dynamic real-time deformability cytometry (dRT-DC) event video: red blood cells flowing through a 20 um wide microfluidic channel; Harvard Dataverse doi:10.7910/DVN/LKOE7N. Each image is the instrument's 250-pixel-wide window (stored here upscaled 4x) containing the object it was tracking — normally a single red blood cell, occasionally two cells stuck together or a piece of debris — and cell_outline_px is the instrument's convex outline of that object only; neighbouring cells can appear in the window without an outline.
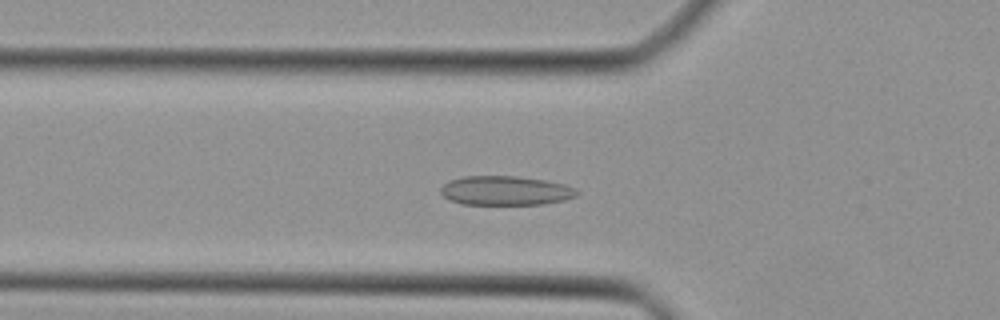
{"species": "Egyptian fruit bat (a non-hibernating species)", "species_latin": "Rousettus aegyptiacus", "temperature_condition": "cold", "stored_images_in_passage": 45, "camera_frame_rate_fps": 3000, "um_per_image_px": 0.085, "animal": {"sex": "female"}, "frame": {"image": 1, "passage_image": 15, "time_ms": 4.667, "image_size_px": [1000, 320], "cell_outline_px": [[580, 192], [576, 196], [564, 200], [544, 204], [460, 204], [448, 200], [440, 192], [440, 188], [448, 180], [464, 176], [516, 176], [544, 180], [564, 184]], "centroid_in_image_um": [42.92, 16.2], "position_along_channel_um": 82.9, "area_um2": 23.24}}
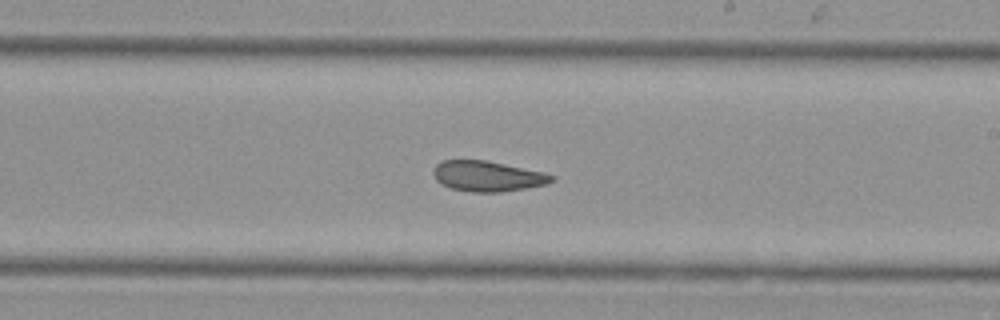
{"frame": {"image": 2, "passage_image": 26, "time_ms": 8.333, "image_size_px": [1000, 320], "cell_outline_px": [[556, 180], [548, 184], [500, 192], [472, 192], [452, 188], [440, 184], [436, 180], [432, 172], [436, 164], [444, 160], [484, 160], [544, 172], [556, 176]], "centroid_in_image_um": [41.45, 14.98], "position_along_channel_um": 247.5, "area_um2": 20.98}}
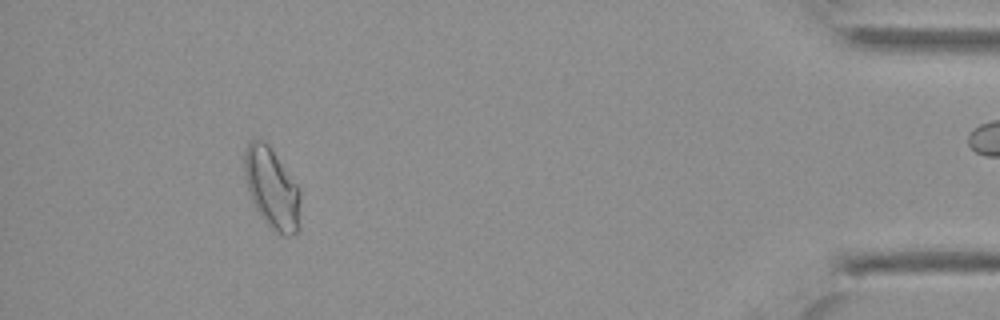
{"frame": {"image": 3, "passage_image": 41, "time_ms": 13.333, "image_size_px": [1000, 320], "cell_outline_px": [[300, 232], [292, 236], [280, 236], [272, 232], [252, 204], [244, 176], [244, 152], [248, 144], [252, 140], [264, 140], [268, 144], [300, 188]], "centroid_in_image_um": [23.13, 16.09], "position_along_channel_um": 412.1, "area_um2": 26.99}}